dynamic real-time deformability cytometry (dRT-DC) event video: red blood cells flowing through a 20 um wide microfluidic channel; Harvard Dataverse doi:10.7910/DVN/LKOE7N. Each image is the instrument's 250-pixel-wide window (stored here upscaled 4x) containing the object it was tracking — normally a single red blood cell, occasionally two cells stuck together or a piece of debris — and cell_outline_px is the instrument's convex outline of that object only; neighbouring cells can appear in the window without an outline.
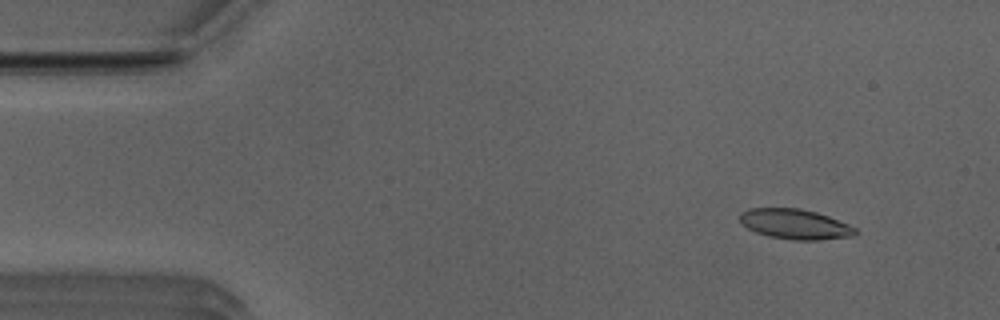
{"species": "Egyptian fruit bat (a non-hibernating species)", "species_latin": "Rousettus aegyptiacus", "temperature_condition": "room temperature", "stored_images_in_passage": 12, "camera_frame_rate_fps": 3000, "um_per_image_px": 0.085, "animal": {"sex": "male"}, "frame": {"image": 1, "passage_image": 4, "time_ms": 1.0, "image_size_px": [1000, 320], "cell_outline_px": [[860, 232], [856, 236], [820, 240], [792, 240], [768, 236], [756, 232], [748, 228], [740, 220], [740, 212], [748, 208], [800, 208], [816, 212], [828, 216], [848, 224], [856, 228]], "centroid_in_image_um": [67.62, 19.06], "position_along_channel_um": 17.4, "area_um2": 20.4}}